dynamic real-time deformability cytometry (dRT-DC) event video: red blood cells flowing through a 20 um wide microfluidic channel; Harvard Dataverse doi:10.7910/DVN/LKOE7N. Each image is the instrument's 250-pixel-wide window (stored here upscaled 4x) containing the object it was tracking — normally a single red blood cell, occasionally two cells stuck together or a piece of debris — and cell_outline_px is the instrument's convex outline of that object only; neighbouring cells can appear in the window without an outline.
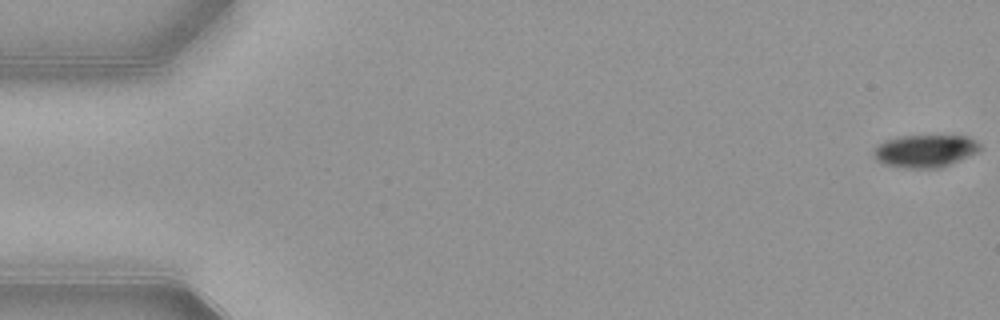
{"species": "common noctule bat (a hibernating species)", "species_latin": "Nyctalus noctula", "temperature_condition": "warm", "stored_images_in_passage": 54, "camera_frame_rate_fps": 3000, "um_per_image_px": 0.085, "animal": {"sex": "female", "body_mass_g": 21.9}, "frame": {"image": 1, "passage_image": 1, "time_ms": 0.0, "image_size_px": [1000, 320], "cell_outline_px": [[980, 148], [976, 152], [940, 168], [908, 168], [884, 164], [876, 160], [872, 152], [884, 140], [900, 136], [968, 136], [976, 140], [980, 144]], "centroid_in_image_um": [78.61, 12.82], "position_along_channel_um": 6.4, "area_um2": 19.94}}
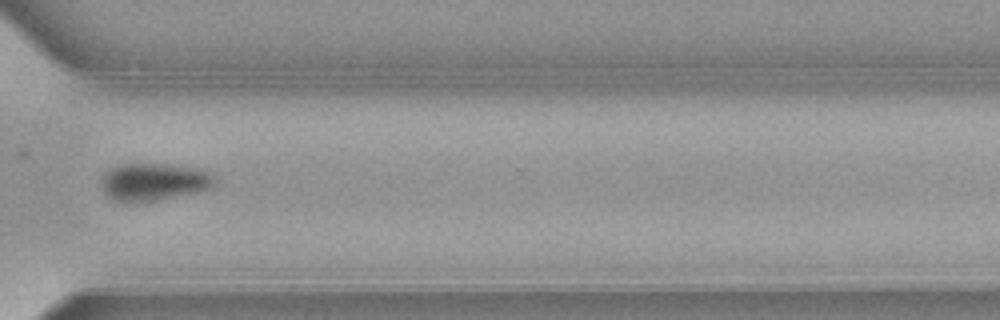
{"frame": {"image": 2, "passage_image": 40, "time_ms": 13.0, "image_size_px": [1000, 320], "cell_outline_px": [[216, 184], [212, 188], [196, 192], [156, 200], [112, 200], [104, 192], [100, 184], [100, 180], [104, 172], [108, 168], [116, 164], [172, 164], [208, 168], [216, 176]], "centroid_in_image_um": [13.15, 15.4], "position_along_channel_um": 357.5, "area_um2": 25.26}}
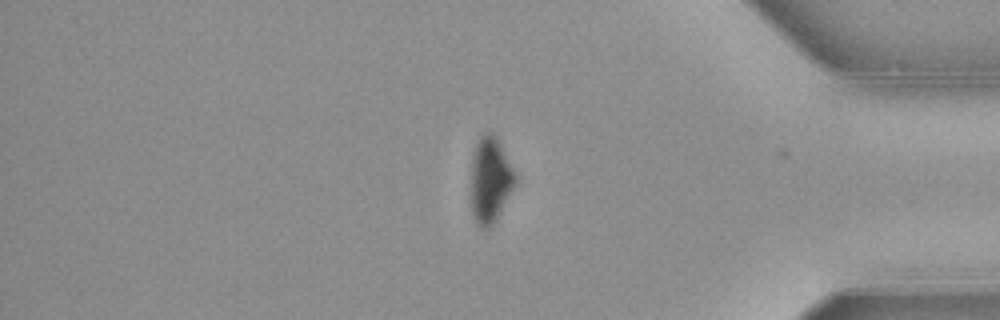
{"frame": {"image": 3, "passage_image": 45, "time_ms": 14.667, "image_size_px": [1000, 320], "cell_outline_px": [[516, 184], [496, 220], [488, 228], [480, 228], [476, 224], [472, 216], [472, 156], [476, 144], [480, 136], [484, 132], [492, 132], [496, 136], [516, 172]], "centroid_in_image_um": [41.68, 15.29], "position_along_channel_um": 393.5, "area_um2": 22.2}, "authors_computed_cell_mechanics": {"area_um2": 24.5361, "velocity_mm_per_s": 3.8791, "shape_relaxation_time_tau1_ms": 2.9689, "shape_relaxation_time_tau2_ms": null, "deformation_change_tau1": 0.1261, "deformation_change_tau2": null}}